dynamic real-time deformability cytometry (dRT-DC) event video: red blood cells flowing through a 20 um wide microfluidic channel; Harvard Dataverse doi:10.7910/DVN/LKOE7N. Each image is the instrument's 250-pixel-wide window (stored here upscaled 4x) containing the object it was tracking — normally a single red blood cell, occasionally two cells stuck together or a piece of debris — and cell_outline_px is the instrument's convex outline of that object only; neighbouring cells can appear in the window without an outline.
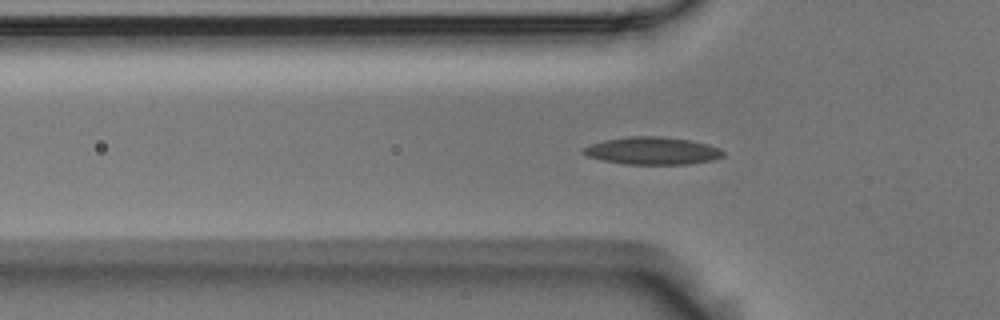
{"species": "Egyptian fruit bat (a non-hibernating species)", "species_latin": "Rousettus aegyptiacus", "temperature_condition": "room temperature", "stored_images_in_passage": 42, "camera_frame_rate_fps": 3000, "um_per_image_px": 0.085, "animal": {"sex": "male"}, "frame": {"image": 1, "passage_image": 10, "time_ms": 3.0, "image_size_px": [1000, 320], "cell_outline_px": [[724, 156], [712, 160], [688, 164], [624, 164], [600, 160], [588, 156], [580, 152], [580, 148], [604, 140], [628, 136], [660, 136], [688, 140], [708, 144], [720, 148], [724, 152]], "centroid_in_image_um": [55.41, 12.82], "position_along_channel_um": 70.4, "area_um2": 22.54}}
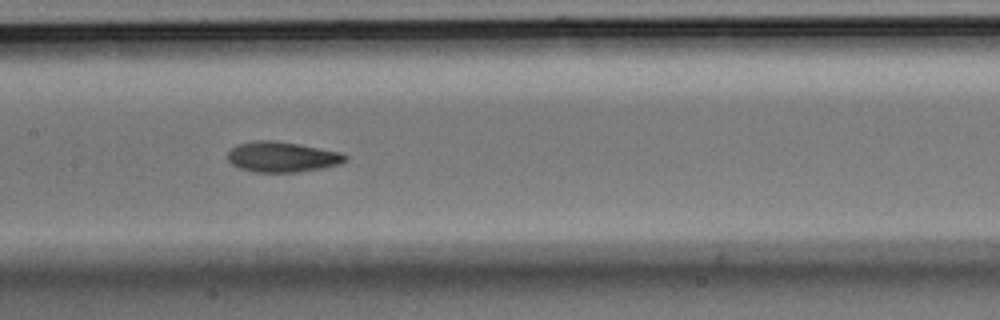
{"frame": {"image": 2, "passage_image": 19, "time_ms": 6.0, "image_size_px": [1000, 320], "cell_outline_px": [[348, 160], [340, 164], [324, 168], [300, 172], [252, 172], [240, 168], [232, 164], [228, 160], [228, 152], [236, 144], [252, 140], [272, 140], [296, 144], [340, 152], [348, 156]], "centroid_in_image_um": [23.97, 13.34], "position_along_channel_um": 183.4, "area_um2": 20.92}}
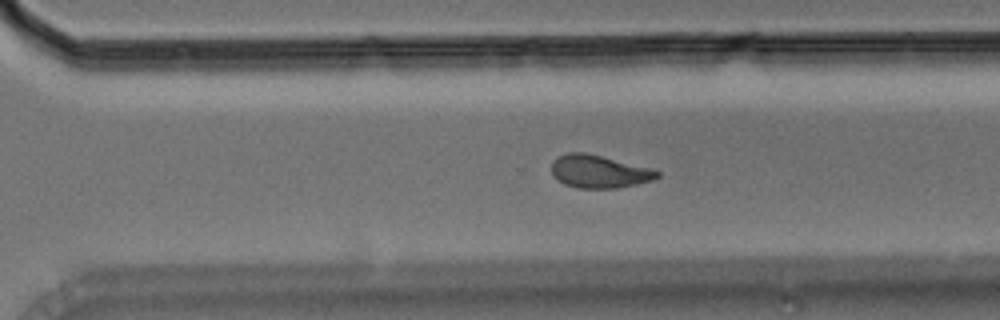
{"frame": {"image": 3, "passage_image": 30, "time_ms": 9.667, "image_size_px": [1000, 320], "cell_outline_px": [[660, 176], [652, 180], [636, 184], [616, 188], [580, 188], [564, 184], [556, 180], [552, 176], [552, 160], [568, 152], [584, 152], [648, 168], [660, 172]], "centroid_in_image_um": [50.86, 14.59], "position_along_channel_um": 319.7, "area_um2": 19.94}, "authors_computed_cell_mechanics": {"area_um2": 20.6924, "velocity_mm_per_s": 3.7281, "shape_relaxation_time_tau1_ms": 5.1062, "shape_relaxation_time_tau2_ms": 2.8389, "deformation_change_tau1": 0.1382, "deformation_change_tau2": 0.0799}}